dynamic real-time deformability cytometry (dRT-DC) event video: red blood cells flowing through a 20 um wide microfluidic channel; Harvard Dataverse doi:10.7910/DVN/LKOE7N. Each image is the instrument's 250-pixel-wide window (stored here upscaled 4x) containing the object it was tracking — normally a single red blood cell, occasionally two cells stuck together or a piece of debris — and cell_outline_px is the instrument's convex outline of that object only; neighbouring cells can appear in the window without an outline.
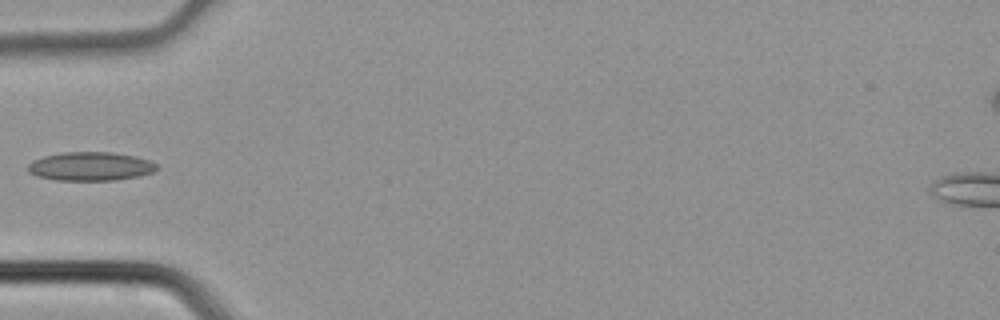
{"species": "common noctule bat (a hibernating species)", "species_latin": "Nyctalus noctula", "temperature_condition": "cold", "stored_images_in_passage": 4, "camera_frame_rate_fps": 3000, "um_per_image_px": 0.085, "animal": {"sex": "male", "body_mass_g": 21.5, "forearm_length_mm": 52.0}, "frame": {"image": 1, "passage_image": 4, "time_ms": 1.0, "image_size_px": [1000, 320], "cell_outline_px": [[156, 168], [152, 172], [140, 176], [116, 180], [56, 180], [36, 176], [28, 172], [28, 164], [32, 160], [44, 156], [64, 152], [112, 152], [132, 156], [148, 160], [156, 164]], "centroid_in_image_um": [7.64, 14.14], "position_along_channel_um": 77.4, "area_um2": 21.44}}